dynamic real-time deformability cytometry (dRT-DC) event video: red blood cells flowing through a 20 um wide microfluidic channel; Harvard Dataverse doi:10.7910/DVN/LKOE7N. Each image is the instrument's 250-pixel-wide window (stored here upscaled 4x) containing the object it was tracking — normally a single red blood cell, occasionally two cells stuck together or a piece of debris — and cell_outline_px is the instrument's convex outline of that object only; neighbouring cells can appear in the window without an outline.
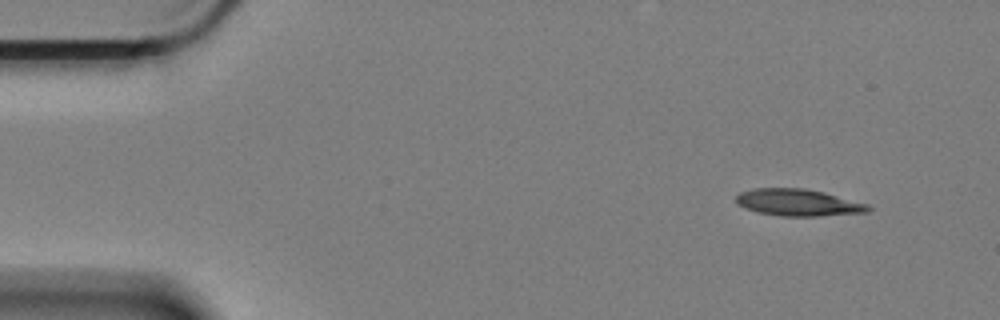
{"species": "Egyptian fruit bat (a non-hibernating species)", "species_latin": "Rousettus aegyptiacus", "temperature_condition": "cold", "stored_images_in_passage": 37, "camera_frame_rate_fps": 3000, "um_per_image_px": 0.085, "animal": {"sex": "female"}, "frame": {"image": 1, "passage_image": 1, "time_ms": 0.0, "image_size_px": [1000, 320], "cell_outline_px": [[872, 208], [868, 212], [820, 216], [780, 216], [760, 212], [744, 208], [736, 204], [736, 196], [740, 192], [756, 188], [804, 188], [824, 192], [868, 204]], "centroid_in_image_um": [67.84, 17.21], "position_along_channel_um": 17.2, "area_um2": 20.69}}
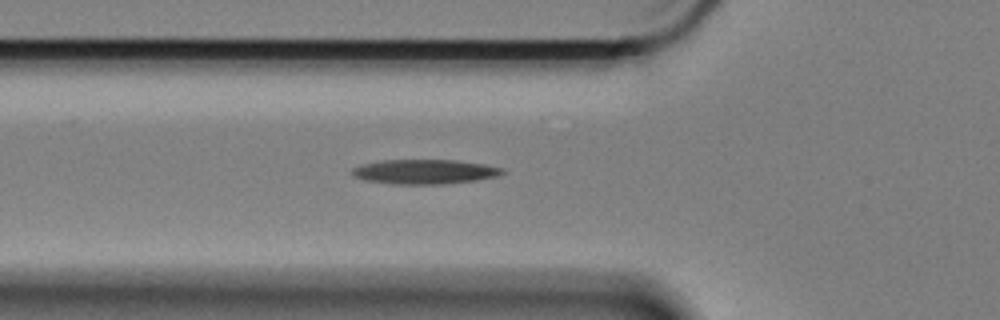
{"frame": {"image": 2, "passage_image": 16, "time_ms": 5.0, "image_size_px": [1000, 320], "cell_outline_px": [[508, 172], [500, 176], [476, 180], [444, 184], [392, 184], [364, 180], [352, 176], [352, 168], [360, 164], [380, 160], [456, 160], [484, 164], [504, 168]], "centroid_in_image_um": [36.11, 14.59], "position_along_channel_um": 89.7, "area_um2": 21.85}}
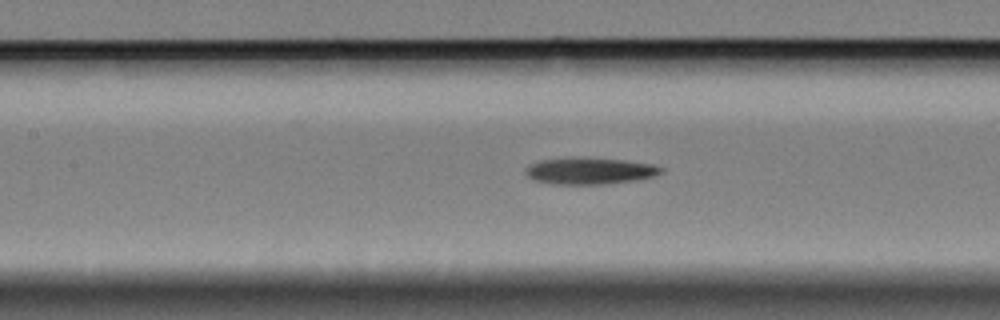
{"frame": {"image": 3, "passage_image": 22, "time_ms": 7.0, "image_size_px": [1000, 320], "cell_outline_px": [[664, 172], [652, 176], [636, 180], [608, 184], [552, 184], [536, 180], [528, 176], [524, 172], [532, 164], [540, 160], [572, 156], [624, 160], [652, 164], [664, 168]], "centroid_in_image_um": [50.15, 14.51], "position_along_channel_um": 157.3, "area_um2": 21.15}}